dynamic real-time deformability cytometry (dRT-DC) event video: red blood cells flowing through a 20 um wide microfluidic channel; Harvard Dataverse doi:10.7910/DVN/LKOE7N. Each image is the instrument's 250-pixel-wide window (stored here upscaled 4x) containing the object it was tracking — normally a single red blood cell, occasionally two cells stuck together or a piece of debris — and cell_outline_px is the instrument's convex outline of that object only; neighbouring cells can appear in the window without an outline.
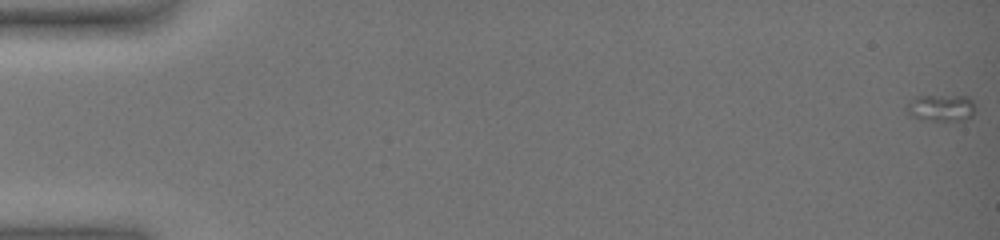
{"species": "common noctule bat (a hibernating species)", "species_latin": "Nyctalus noctula", "temperature_condition": "warm", "stored_images_in_passage": 23, "camera_frame_rate_fps": 3000, "um_per_image_px": 0.085, "animal": {"sex": "female", "body_mass_g": 19.0, "forearm_length_mm": 51.5}, "frame": {"image": 1, "passage_image": 1, "time_ms": 0.0, "image_size_px": [1000, 240], "cell_outline_px": [[976, 112], [972, 116], [964, 120], [920, 120], [908, 116], [904, 108], [916, 96], [968, 96], [972, 100]], "centroid_in_image_um": [79.97, 9.18], "position_along_channel_um": 5.0, "area_um2": 10.92}}